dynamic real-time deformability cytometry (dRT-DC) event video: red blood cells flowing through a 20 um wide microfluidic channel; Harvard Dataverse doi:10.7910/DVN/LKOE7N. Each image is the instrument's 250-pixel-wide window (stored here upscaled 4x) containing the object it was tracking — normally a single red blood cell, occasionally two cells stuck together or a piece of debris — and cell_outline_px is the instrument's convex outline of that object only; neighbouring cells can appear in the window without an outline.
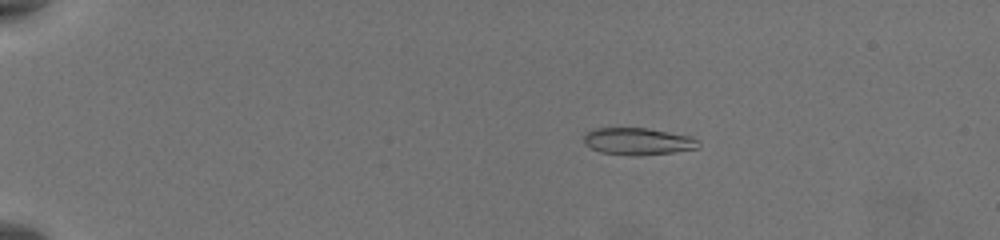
{"species": "common noctule bat (a hibernating species)", "species_latin": "Nyctalus noctula", "temperature_condition": "warm", "stored_images_in_passage": 39, "camera_frame_rate_fps": 3000, "um_per_image_px": 0.085, "animal": {"sex": "female", "body_mass_g": 19.5, "forearm_length_mm": 54.1}, "frame": {"image": 1, "passage_image": 10, "time_ms": 3.0, "image_size_px": [1000, 240], "cell_outline_px": [[700, 148], [676, 152], [640, 156], [632, 156], [600, 152], [584, 144], [584, 132], [592, 128], [648, 128], [692, 136], [700, 140]], "centroid_in_image_um": [54.26, 12.02], "position_along_channel_um": 30.7, "area_um2": 18.55}}
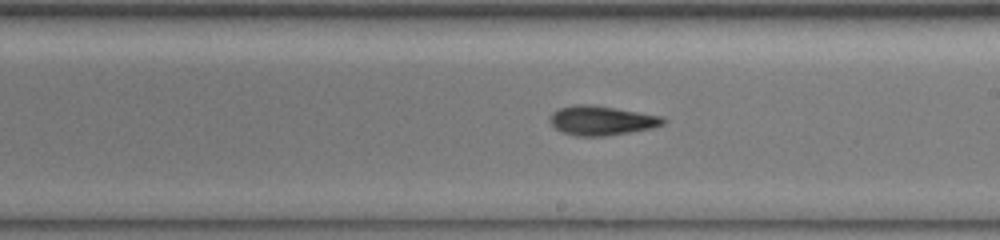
{"frame": {"image": 2, "passage_image": 24, "time_ms": 7.667, "image_size_px": [1000, 240], "cell_outline_px": [[668, 120], [664, 124], [652, 128], [608, 136], [576, 136], [560, 132], [548, 120], [552, 112], [560, 108], [572, 104], [588, 104], [664, 116]], "centroid_in_image_um": [51.13, 10.25], "position_along_channel_um": 237.9, "area_um2": 19.54}}
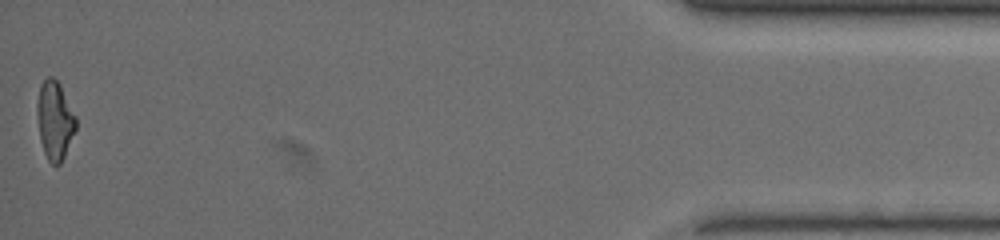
{"frame": {"image": 3, "passage_image": 39, "time_ms": 12.667, "image_size_px": [1000, 240], "cell_outline_px": [[76, 128], [64, 156], [60, 164], [56, 168], [48, 160], [44, 152], [40, 140], [36, 112], [36, 104], [40, 84], [48, 76], [52, 76], [60, 84], [76, 116]], "centroid_in_image_um": [4.64, 10.22], "position_along_channel_um": 430.6, "area_um2": 17.86}}